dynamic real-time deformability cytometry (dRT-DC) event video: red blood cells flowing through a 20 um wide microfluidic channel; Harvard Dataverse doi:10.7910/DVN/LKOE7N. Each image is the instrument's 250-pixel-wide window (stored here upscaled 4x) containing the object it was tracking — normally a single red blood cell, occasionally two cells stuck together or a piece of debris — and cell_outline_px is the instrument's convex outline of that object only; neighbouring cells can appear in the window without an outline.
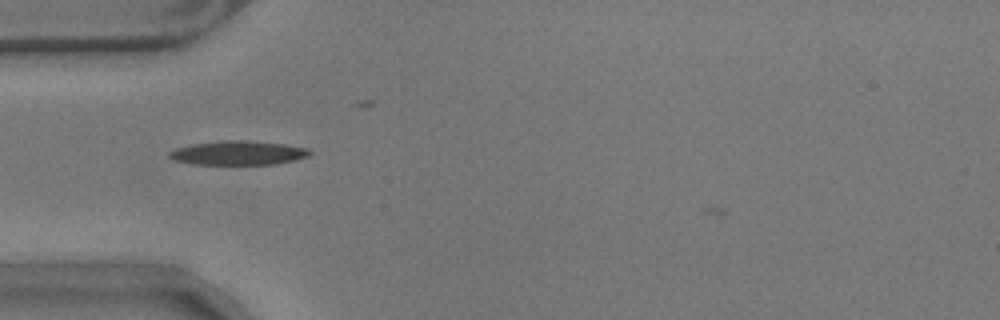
{"species": "common noctule bat (a hibernating species)", "species_latin": "Nyctalus noctula", "temperature_condition": "warm", "stored_images_in_passage": 37, "camera_frame_rate_fps": 3000, "um_per_image_px": 0.085, "animal": {"sex": "male", "body_mass_g": 17.9}, "frame": {"image": 1, "passage_image": 10, "time_ms": 3.0, "image_size_px": [1000, 320], "cell_outline_px": [[312, 152], [308, 156], [296, 160], [276, 164], [192, 164], [172, 160], [168, 156], [168, 152], [176, 148], [192, 144], [228, 140], [248, 140], [284, 144], [308, 148]], "centroid_in_image_um": [20.24, 13.0], "position_along_channel_um": 64.8, "area_um2": 19.77}}
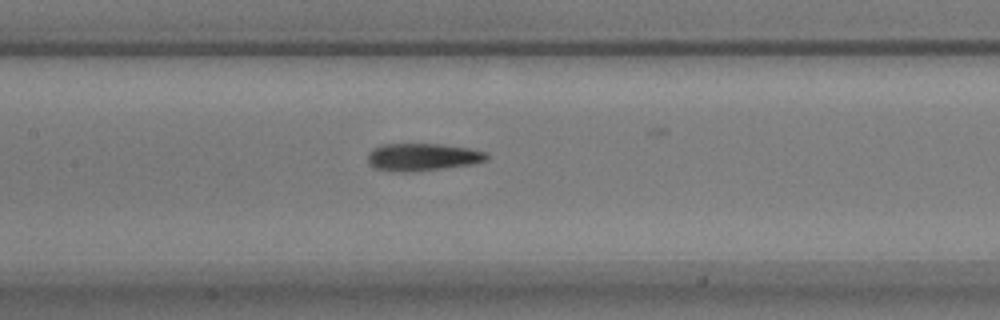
{"frame": {"image": 2, "passage_image": 19, "time_ms": 6.0, "image_size_px": [1000, 320], "cell_outline_px": [[488, 160], [472, 164], [444, 168], [412, 172], [400, 172], [372, 168], [368, 164], [368, 152], [372, 148], [380, 144], [444, 144], [468, 148], [488, 152]], "centroid_in_image_um": [35.89, 13.35], "position_along_channel_um": 171.5, "area_um2": 19.36}}
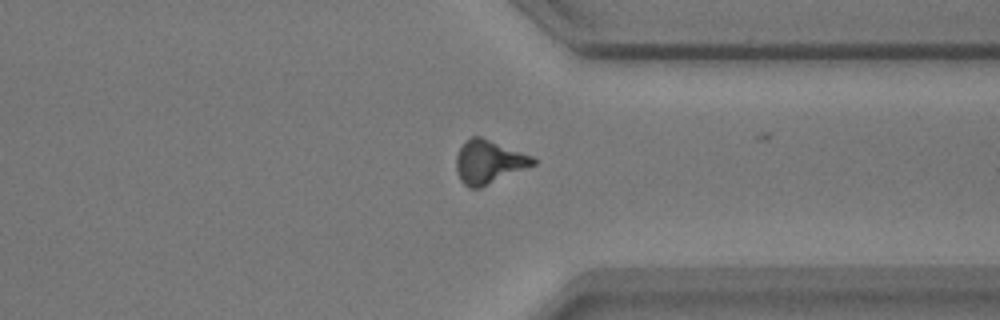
{"frame": {"image": 3, "passage_image": 36, "time_ms": 11.667, "image_size_px": [1000, 320], "cell_outline_px": [[536, 164], [480, 188], [468, 188], [460, 180], [456, 168], [456, 156], [464, 140], [472, 136], [480, 136], [532, 156], [536, 160]], "centroid_in_image_um": [41.52, 13.76], "position_along_channel_um": 369.9, "area_um2": 19.36}}